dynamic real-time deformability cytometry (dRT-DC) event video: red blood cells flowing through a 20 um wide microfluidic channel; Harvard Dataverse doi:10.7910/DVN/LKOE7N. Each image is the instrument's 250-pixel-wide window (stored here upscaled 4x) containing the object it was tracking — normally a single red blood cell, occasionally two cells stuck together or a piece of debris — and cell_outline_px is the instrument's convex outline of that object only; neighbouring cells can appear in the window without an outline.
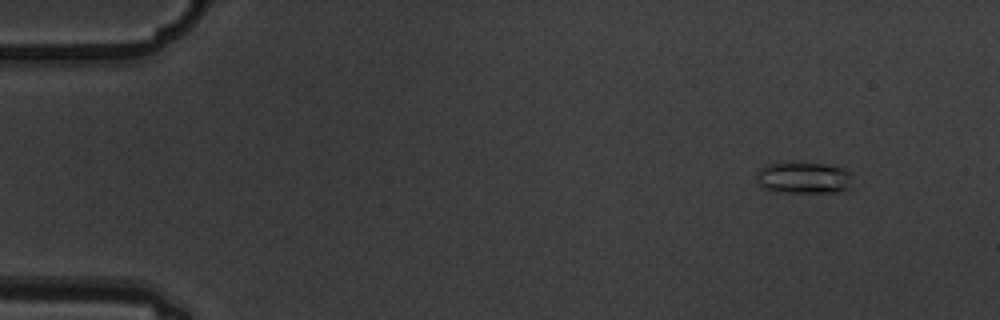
{"species": "common noctule bat (a hibernating species)", "species_latin": "Nyctalus noctula", "temperature_condition": "warm", "stored_images_in_passage": 5, "camera_frame_rate_fps": 3000, "um_per_image_px": 0.085, "animal": {"sex": "male", "body_mass_g": 19.5, "forearm_length_mm": 54.6}, "frame": {"image": 1, "passage_image": 2, "time_ms": 0.333, "image_size_px": [1000, 320], "cell_outline_px": [[852, 172], [848, 188], [844, 192], [784, 192], [764, 188], [756, 180], [756, 172], [764, 164], [792, 160], [796, 160], [824, 164], [844, 168]], "centroid_in_image_um": [68.28, 15.06], "position_along_channel_um": 16.7, "area_um2": 18.32}}
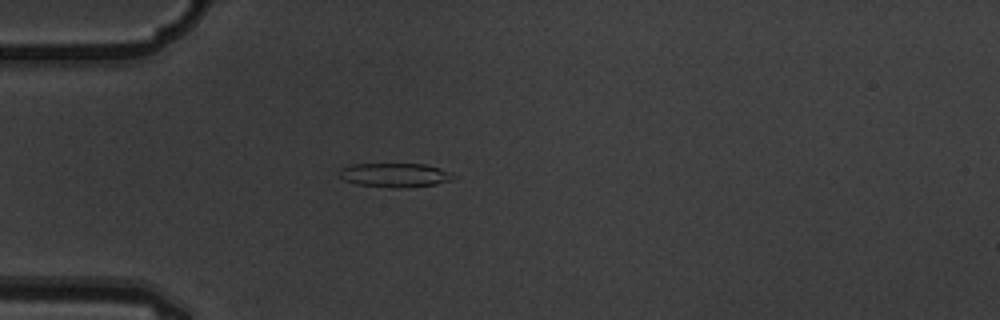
{"frame": {"image": 2, "passage_image": 5, "time_ms": 1.333, "image_size_px": [1000, 320], "cell_outline_px": [[460, 176], [452, 180], [436, 184], [404, 188], [388, 188], [356, 184], [344, 180], [336, 176], [336, 172], [340, 168], [352, 164], [424, 164], [440, 168]], "centroid_in_image_um": [33.54, 14.89], "position_along_channel_um": 51.5, "area_um2": 16.47}}